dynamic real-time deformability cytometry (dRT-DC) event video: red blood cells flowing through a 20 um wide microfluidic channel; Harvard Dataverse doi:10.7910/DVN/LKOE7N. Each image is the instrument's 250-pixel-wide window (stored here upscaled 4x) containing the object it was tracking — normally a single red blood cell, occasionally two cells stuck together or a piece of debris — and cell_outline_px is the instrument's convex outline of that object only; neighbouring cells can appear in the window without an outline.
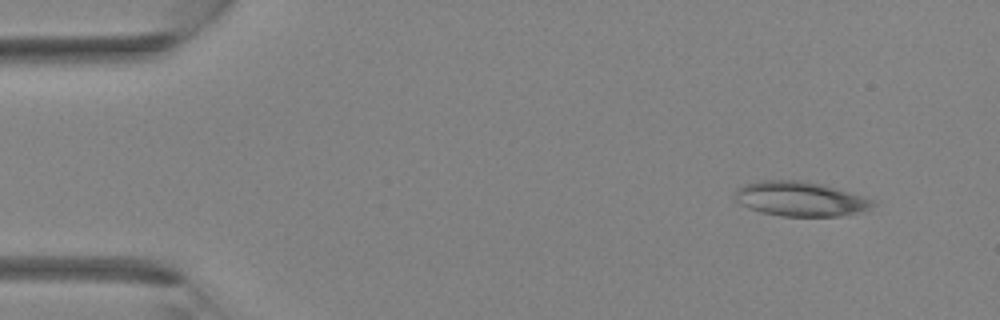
{"species": "Egyptian fruit bat (a non-hibernating species)", "species_latin": "Rousettus aegyptiacus", "temperature_condition": "room temperature", "stored_images_in_passage": 35, "camera_frame_rate_fps": 3000, "um_per_image_px": 0.085, "animal": {"sex": "female"}, "frame": {"image": 1, "passage_image": 1, "time_ms": 0.0, "image_size_px": [1000, 320], "cell_outline_px": [[876, 204], [868, 208], [856, 212], [840, 216], [780, 216], [760, 212], [748, 208], [740, 204], [732, 196], [732, 192], [736, 188], [744, 184], [760, 180], [800, 180], [820, 184], [860, 196], [872, 200]], "centroid_in_image_um": [67.88, 16.9], "position_along_channel_um": 17.1, "area_um2": 27.57}}
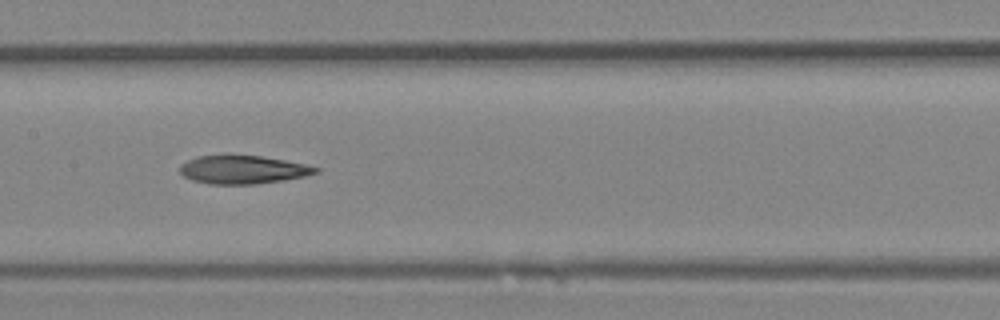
{"frame": {"image": 2, "passage_image": 16, "time_ms": 5.0, "image_size_px": [1000, 320], "cell_outline_px": [[320, 172], [304, 176], [284, 180], [252, 184], [208, 184], [192, 180], [184, 176], [180, 172], [180, 164], [196, 156], [228, 152], [260, 156], [284, 160], [304, 164], [320, 168]], "centroid_in_image_um": [20.59, 14.38], "position_along_channel_um": 186.8, "area_um2": 23.06}}
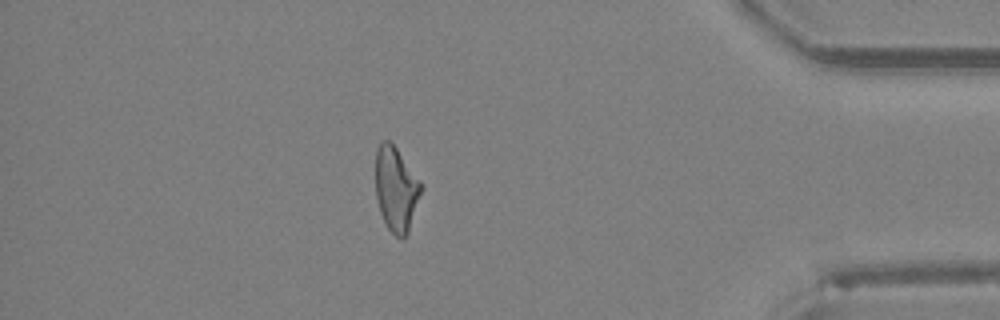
{"frame": {"image": 3, "passage_image": 30, "time_ms": 9.667, "image_size_px": [1000, 320], "cell_outline_px": [[424, 188], [408, 232], [400, 240], [388, 228], [380, 212], [376, 196], [376, 148], [384, 140], [388, 140], [396, 148], [424, 184]], "centroid_in_image_um": [33.7, 16.07], "position_along_channel_um": 401.5, "area_um2": 22.54}}